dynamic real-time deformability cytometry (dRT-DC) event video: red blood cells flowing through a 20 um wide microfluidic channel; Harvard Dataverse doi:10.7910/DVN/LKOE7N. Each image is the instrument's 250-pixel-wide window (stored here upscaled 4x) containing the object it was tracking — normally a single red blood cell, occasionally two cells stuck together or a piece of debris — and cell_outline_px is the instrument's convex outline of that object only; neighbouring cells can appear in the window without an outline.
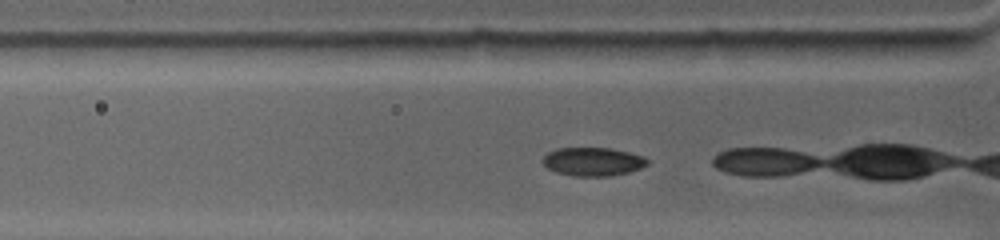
{"species": "common noctule bat (a hibernating species)", "species_latin": "Nyctalus noctula", "temperature_condition": "warm", "stored_images_in_passage": 7, "camera_frame_rate_fps": 4500, "um_per_image_px": 0.085, "animal": {"sex": "female", "body_mass_g": 19.0, "forearm_length_mm": 53.3}, "frame": {"image": 1, "passage_image": 4, "time_ms": 0.667, "image_size_px": [1000, 240], "cell_outline_px": [[648, 164], [640, 168], [628, 172], [608, 176], [572, 176], [556, 172], [548, 168], [544, 164], [544, 156], [548, 152], [556, 148], [612, 148], [644, 156], [648, 160]], "centroid_in_image_um": [50.4, 13.73], "position_along_channel_um": 75.4, "area_um2": 17.28}}